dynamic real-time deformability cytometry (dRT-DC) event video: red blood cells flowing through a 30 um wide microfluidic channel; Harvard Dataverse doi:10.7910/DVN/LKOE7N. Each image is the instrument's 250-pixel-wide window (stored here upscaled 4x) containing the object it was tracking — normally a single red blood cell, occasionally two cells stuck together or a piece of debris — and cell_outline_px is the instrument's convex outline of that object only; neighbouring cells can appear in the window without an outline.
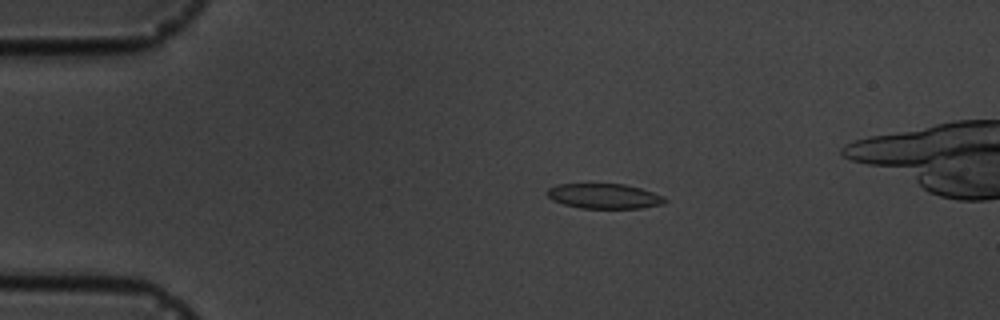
{"species": "common noctule bat (a hibernating species)", "species_latin": "Nyctalus noctula", "temperature_condition": "cold", "stored_images_in_passage": 13, "camera_frame_rate_fps": 3000, "um_per_image_px": 0.085, "animal": {"sex": "male", "body_mass_g": 19.5, "forearm_length_mm": 54.6}, "frame": {"image": 1, "passage_image": 1, "time_ms": 0.0, "image_size_px": [1000, 320], "cell_outline_px": [[668, 200], [664, 204], [640, 208], [580, 208], [564, 204], [552, 200], [548, 196], [548, 188], [556, 184], [624, 184], [640, 188], [664, 196]], "centroid_in_image_um": [51.37, 16.67], "position_along_channel_um": 33.6, "area_um2": 17.11}}
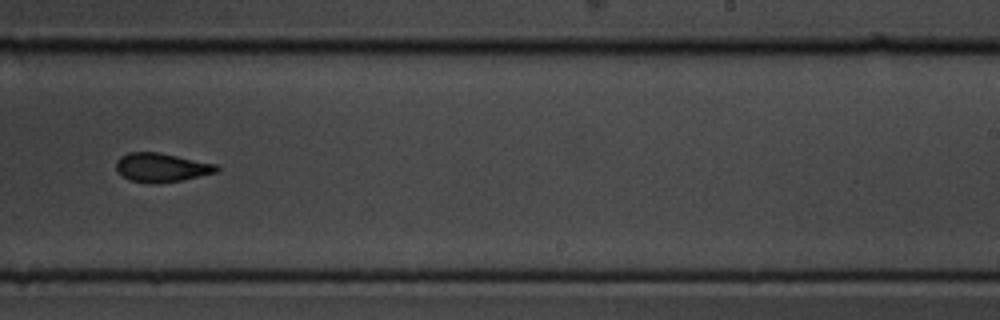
{"frame": {"image": 2, "passage_image": 8, "time_ms": 8.0, "image_size_px": [1000, 320], "cell_outline_px": [[220, 172], [180, 180], [156, 184], [152, 184], [128, 180], [116, 168], [116, 160], [120, 156], [128, 152], [160, 152], [216, 164], [220, 168]], "centroid_in_image_um": [13.74, 14.23], "position_along_channel_um": 275.3, "area_um2": 17.05}}
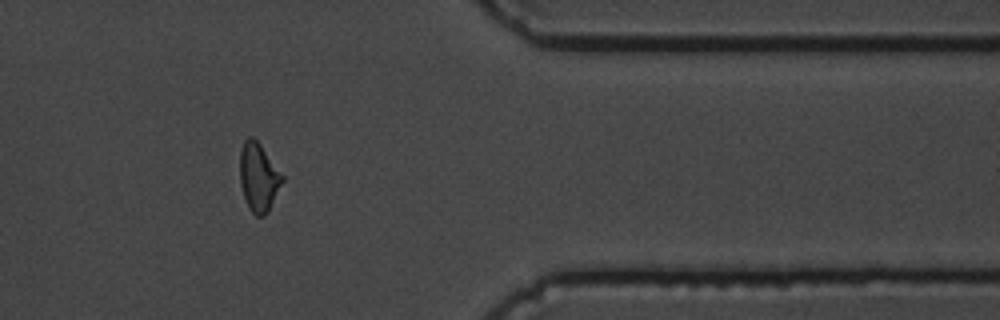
{"frame": {"image": 3, "passage_image": 11, "time_ms": 11.667, "image_size_px": [1000, 320], "cell_outline_px": [[284, 180], [268, 212], [264, 216], [256, 216], [248, 208], [240, 184], [240, 148], [244, 140], [248, 136], [252, 136], [260, 144], [284, 176]], "centroid_in_image_um": [21.97, 15.06], "position_along_channel_um": 389.4, "area_um2": 16.99}}